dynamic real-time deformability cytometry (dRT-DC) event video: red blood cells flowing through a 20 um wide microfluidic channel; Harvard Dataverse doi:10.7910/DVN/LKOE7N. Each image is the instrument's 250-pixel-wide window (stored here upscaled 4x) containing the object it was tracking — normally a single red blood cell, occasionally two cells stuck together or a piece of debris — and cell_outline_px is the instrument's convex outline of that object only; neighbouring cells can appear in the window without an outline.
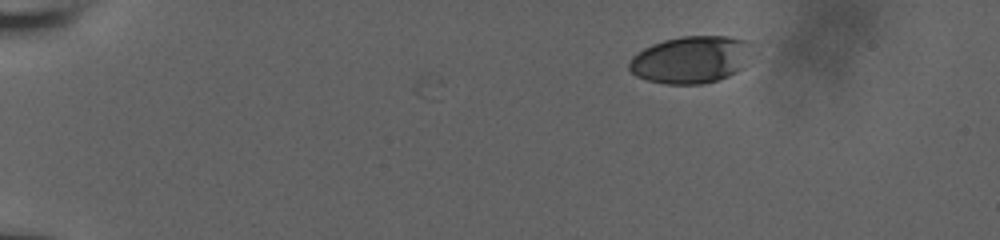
{"species": "human", "species_latin": "Homo sapiens", "temperature_condition": "room temperature", "stored_images_in_passage": 4, "camera_frame_rate_fps": 3000, "um_per_image_px": 0.085, "donor": {"sex": "male"}, "frame": {"image": 1, "passage_image": 1, "time_ms": 0.0, "image_size_px": [1000, 240], "cell_outline_px": [[756, 52], [744, 68], [728, 76], [716, 80], [700, 84], [664, 84], [648, 80], [636, 76], [628, 68], [628, 64], [632, 56], [644, 48], [652, 44], [664, 40], [680, 36], [728, 36], [752, 40]], "centroid_in_image_um": [58.83, 5.04], "position_along_channel_um": 26.2, "area_um2": 34.68}}